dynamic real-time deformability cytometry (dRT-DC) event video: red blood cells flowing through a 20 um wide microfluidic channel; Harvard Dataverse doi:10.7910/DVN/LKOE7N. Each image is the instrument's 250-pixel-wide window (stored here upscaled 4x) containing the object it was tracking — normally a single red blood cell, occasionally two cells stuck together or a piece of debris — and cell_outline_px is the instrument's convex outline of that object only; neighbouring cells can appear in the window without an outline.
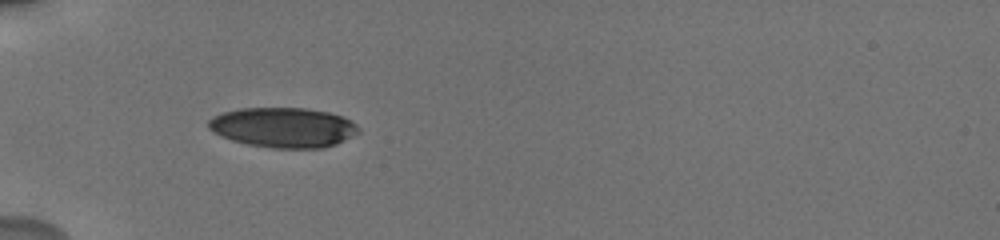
{"species": "human", "species_latin": "Homo sapiens", "temperature_condition": "cold", "stored_images_in_passage": 55, "camera_frame_rate_fps": 3000, "um_per_image_px": 0.085, "donor": {"sex": "male"}, "frame": {"image": 1, "passage_image": 1, "time_ms": 0.0, "image_size_px": [1000, 240], "cell_outline_px": [[360, 132], [336, 144], [324, 148], [272, 148], [248, 144], [232, 140], [212, 132], [208, 128], [208, 120], [212, 116], [224, 112], [240, 108], [304, 108], [328, 112], [344, 116], [352, 120], [360, 128]], "centroid_in_image_um": [24.09, 10.83], "position_along_channel_um": 60.9, "area_um2": 35.14}}
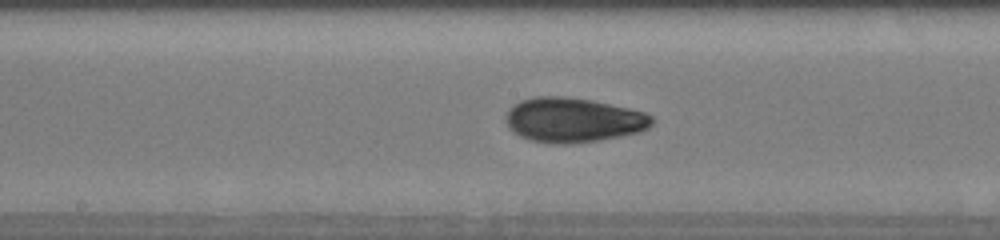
{"frame": {"image": 2, "passage_image": 21, "time_ms": 4.0, "image_size_px": [1000, 240], "cell_outline_px": [[656, 120], [648, 128], [640, 132], [600, 140], [568, 144], [552, 144], [532, 140], [520, 136], [512, 132], [508, 128], [504, 120], [504, 116], [508, 108], [512, 104], [520, 100], [536, 96], [564, 96], [592, 100], [628, 108], [644, 112], [652, 116]], "centroid_in_image_um": [48.68, 10.19], "position_along_channel_um": 199.5, "area_um2": 38.49}}
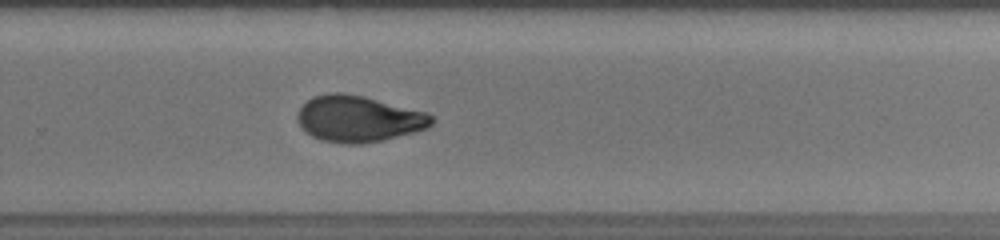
{"frame": {"image": 3, "passage_image": 30, "time_ms": 6.667, "image_size_px": [1000, 240], "cell_outline_px": [[436, 120], [428, 128], [384, 140], [360, 144], [344, 144], [324, 140], [312, 136], [300, 124], [296, 116], [300, 108], [312, 96], [328, 92], [344, 92], [364, 96], [428, 112]], "centroid_in_image_um": [30.51, 10.08], "position_along_channel_um": 299.3, "area_um2": 36.3}, "authors_computed_cell_mechanics": {"area_um2": 36.0094, "velocity_mm_per_s": 3.7711, "shape_relaxation_time_tau1_ms": 9.4038, "shape_relaxation_time_tau2_ms": 1.8792, "deformation_change_tau1": 0.2251, "deformation_change_tau2": 0.0685}}